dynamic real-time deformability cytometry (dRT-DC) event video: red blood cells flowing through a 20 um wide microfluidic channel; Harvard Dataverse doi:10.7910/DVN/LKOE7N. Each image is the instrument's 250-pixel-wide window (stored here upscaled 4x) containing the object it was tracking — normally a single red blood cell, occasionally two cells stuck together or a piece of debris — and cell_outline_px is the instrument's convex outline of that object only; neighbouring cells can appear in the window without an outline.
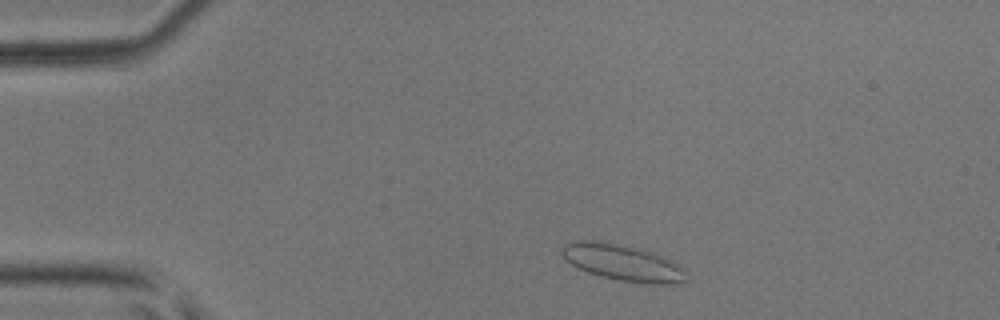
{"species": "common noctule bat (a hibernating species)", "species_latin": "Nyctalus noctula", "temperature_condition": "room temperature", "stored_images_in_passage": 4, "camera_frame_rate_fps": 3000, "um_per_image_px": 0.085, "animal": {"sex": "male", "body_mass_g": 17.9, "forearm_length_mm": 54.2}, "frame": {"image": 1, "passage_image": 4, "time_ms": 1.0, "image_size_px": [1000, 320], "cell_outline_px": [[688, 280], [680, 284], [648, 284], [620, 280], [588, 272], [564, 260], [560, 252], [560, 248], [572, 240], [600, 240], [648, 252], [668, 260], [676, 264], [684, 272]], "centroid_in_image_um": [52.85, 22.33], "position_along_channel_um": 32.1, "area_um2": 25.72}}